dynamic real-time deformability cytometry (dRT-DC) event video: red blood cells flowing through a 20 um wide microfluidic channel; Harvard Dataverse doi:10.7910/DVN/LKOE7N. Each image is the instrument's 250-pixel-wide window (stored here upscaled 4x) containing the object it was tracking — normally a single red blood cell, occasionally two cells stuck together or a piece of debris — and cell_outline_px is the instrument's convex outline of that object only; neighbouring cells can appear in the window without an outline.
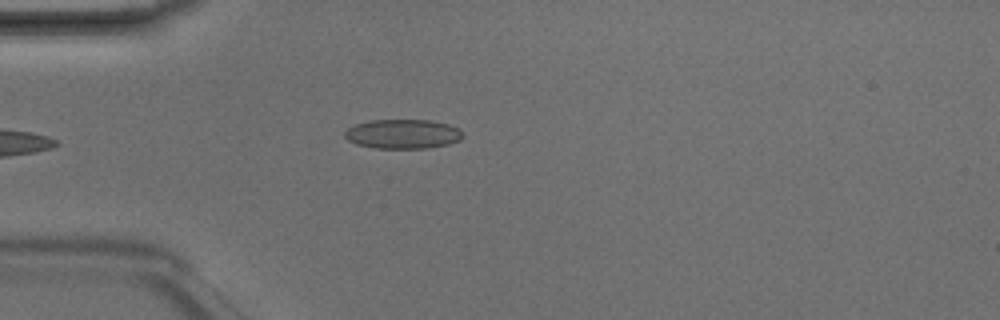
{"species": "Egyptian fruit bat (a non-hibernating species)", "species_latin": "Rousettus aegyptiacus", "temperature_condition": "room temperature", "stored_images_in_passage": 4, "camera_frame_rate_fps": 3000, "um_per_image_px": 0.085, "animal": {"sex": "male"}, "frame": {"image": 1, "passage_image": 4, "time_ms": 1.0, "image_size_px": [1000, 320], "cell_outline_px": [[464, 136], [460, 140], [448, 144], [428, 148], [376, 148], [356, 144], [348, 140], [344, 136], [344, 132], [348, 128], [356, 124], [372, 120], [432, 120], [448, 124], [460, 128]], "centroid_in_image_um": [34.27, 11.38], "position_along_channel_um": 50.7, "area_um2": 20.29}}